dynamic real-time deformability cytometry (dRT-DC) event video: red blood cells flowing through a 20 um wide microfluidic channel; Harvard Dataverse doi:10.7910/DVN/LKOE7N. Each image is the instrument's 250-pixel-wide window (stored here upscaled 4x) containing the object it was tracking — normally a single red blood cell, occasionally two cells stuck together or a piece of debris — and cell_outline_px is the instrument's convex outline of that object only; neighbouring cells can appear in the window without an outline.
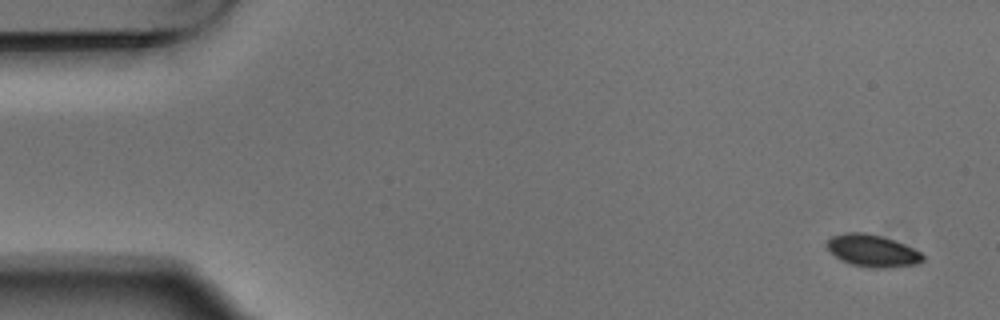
{"species": "Egyptian fruit bat (a non-hibernating species)", "species_latin": "Rousettus aegyptiacus", "temperature_condition": "warm", "stored_images_in_passage": 5, "camera_frame_rate_fps": 3000, "um_per_image_px": 0.085, "animal": {"sex": "male"}, "frame": {"image": 1, "passage_image": 1, "time_ms": 0.0, "image_size_px": [1000, 320], "cell_outline_px": [[924, 260], [920, 264], [888, 268], [868, 268], [848, 264], [836, 256], [828, 248], [828, 240], [832, 236], [844, 232], [864, 232], [880, 236], [904, 244], [920, 252], [924, 256]], "centroid_in_image_um": [74.18, 21.33], "position_along_channel_um": 10.8, "area_um2": 17.98}}